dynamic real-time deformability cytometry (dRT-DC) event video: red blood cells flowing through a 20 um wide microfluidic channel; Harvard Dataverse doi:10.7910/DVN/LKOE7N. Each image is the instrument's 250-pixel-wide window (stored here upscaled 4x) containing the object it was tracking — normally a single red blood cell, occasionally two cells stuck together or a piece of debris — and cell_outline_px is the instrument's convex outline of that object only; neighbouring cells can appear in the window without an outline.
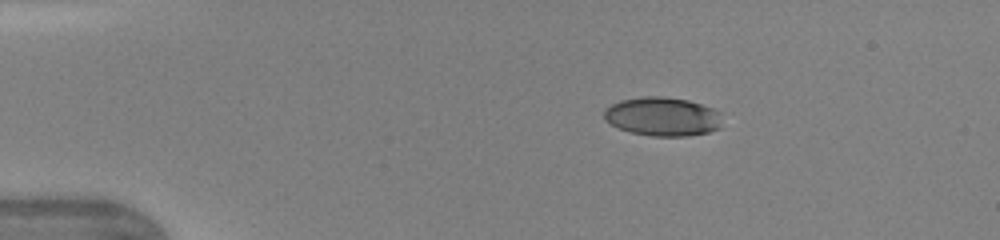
{"species": "human", "species_latin": "Homo sapiens", "temperature_condition": "warm", "stored_images_in_passage": 39, "camera_frame_rate_fps": 3000, "um_per_image_px": 0.085, "donor": {"sex": "female"}, "frame": {"image": 1, "passage_image": 1, "time_ms": 0.0, "image_size_px": [1000, 240], "cell_outline_px": [[720, 128], [708, 132], [688, 136], [652, 136], [632, 132], [620, 128], [604, 120], [604, 108], [620, 100], [644, 96], [664, 96], [688, 100], [712, 108], [720, 112]], "centroid_in_image_um": [56.31, 9.9], "position_along_channel_um": 28.7, "area_um2": 26.7}}
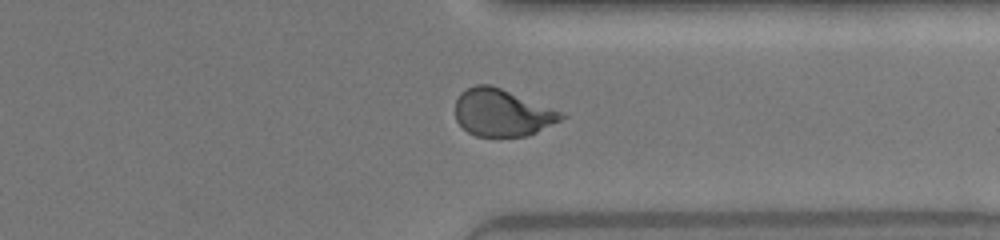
{"frame": {"image": 2, "passage_image": 29, "time_ms": 9.333, "image_size_px": [1000, 240], "cell_outline_px": [[568, 116], [528, 136], [476, 136], [468, 132], [456, 120], [456, 100], [460, 92], [476, 84], [488, 84], [500, 88], [564, 112]], "centroid_in_image_um": [42.68, 9.58], "position_along_channel_um": 368.7, "area_um2": 28.96}}
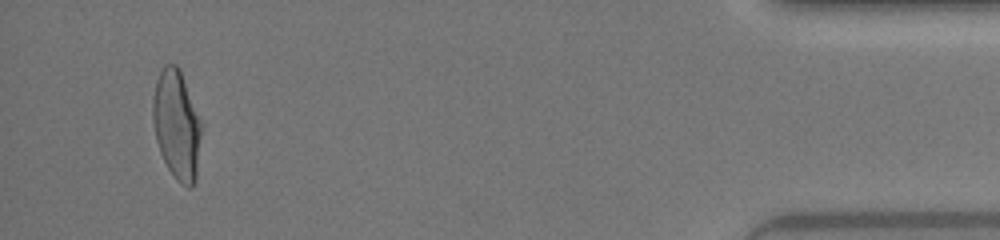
{"frame": {"image": 3, "passage_image": 37, "time_ms": 12.0, "image_size_px": [1000, 240], "cell_outline_px": [[200, 136], [196, 180], [192, 188], [188, 188], [180, 184], [176, 180], [168, 168], [160, 152], [156, 140], [152, 120], [152, 100], [156, 80], [164, 64], [176, 64], [180, 68], [200, 120]], "centroid_in_image_um": [14.99, 10.61], "position_along_channel_um": 420.2, "area_um2": 30.81}, "authors_computed_cell_mechanics": {"area_um2": 29.2468, "velocity_mm_per_s": 4.3836, "shape_relaxation_time_tau1_ms": 2.9769, "shape_relaxation_time_tau2_ms": 0.64, "deformation_change_tau1": 0.164, "deformation_change_tau2": 0.0626}}